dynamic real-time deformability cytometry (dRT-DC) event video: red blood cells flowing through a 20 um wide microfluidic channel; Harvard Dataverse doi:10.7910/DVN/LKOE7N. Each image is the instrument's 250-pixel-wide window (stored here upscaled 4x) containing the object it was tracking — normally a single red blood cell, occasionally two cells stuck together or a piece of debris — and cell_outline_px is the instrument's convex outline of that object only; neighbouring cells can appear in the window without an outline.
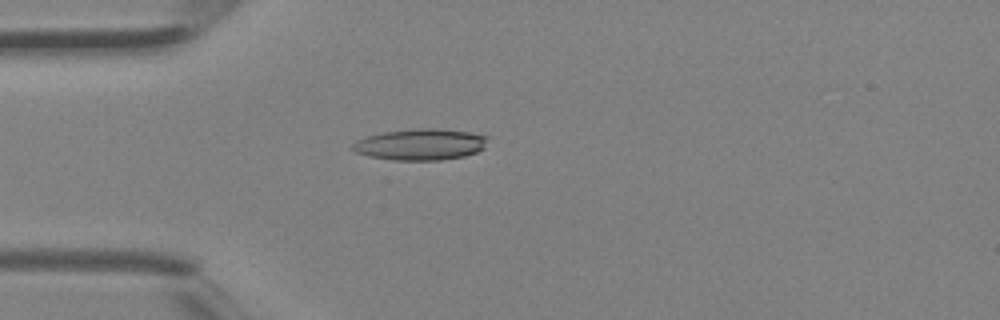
{"species": "Egyptian fruit bat (a non-hibernating species)", "species_latin": "Rousettus aegyptiacus", "temperature_condition": "room temperature", "stored_images_in_passage": 3, "camera_frame_rate_fps": 3000, "um_per_image_px": 0.085, "animal": {"sex": "female"}, "frame": {"image": 1, "passage_image": 3, "time_ms": 0.667, "image_size_px": [1000, 320], "cell_outline_px": [[488, 136], [484, 148], [476, 152], [464, 156], [440, 160], [392, 160], [368, 156], [356, 152], [352, 148], [352, 144], [356, 140], [368, 136], [384, 132], [412, 128], [440, 128], [468, 132]], "centroid_in_image_um": [35.73, 12.27], "position_along_channel_um": 49.3, "area_um2": 24.68}}